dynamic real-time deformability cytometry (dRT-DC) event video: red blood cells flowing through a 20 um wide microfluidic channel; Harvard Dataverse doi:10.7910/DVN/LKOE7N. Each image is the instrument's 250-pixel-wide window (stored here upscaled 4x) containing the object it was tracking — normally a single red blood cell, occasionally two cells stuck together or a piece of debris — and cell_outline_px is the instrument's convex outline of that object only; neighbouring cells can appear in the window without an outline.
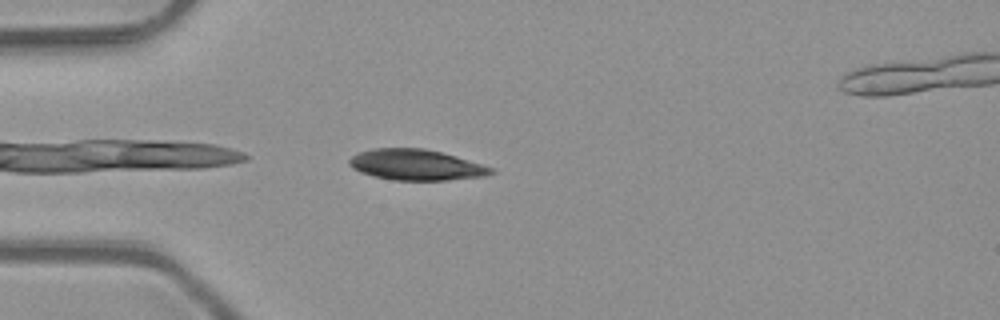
{"species": "common noctule bat (a hibernating species)", "species_latin": "Nyctalus noctula", "temperature_condition": "room temperature", "stored_images_in_passage": 34, "camera_frame_rate_fps": 3000, "um_per_image_px": 0.085, "animal": {"sex": "male", "body_mass_g": 23.1, "forearm_length_mm": 52.7}, "frame": {"image": 1, "passage_image": 1, "time_ms": 0.0, "image_size_px": [1000, 320], "cell_outline_px": [[496, 172], [484, 176], [444, 180], [392, 180], [372, 176], [360, 172], [352, 168], [348, 164], [348, 160], [356, 152], [372, 148], [424, 148], [456, 156], [492, 168]], "centroid_in_image_um": [35.29, 14.0], "position_along_channel_um": 49.7, "area_um2": 25.43}}
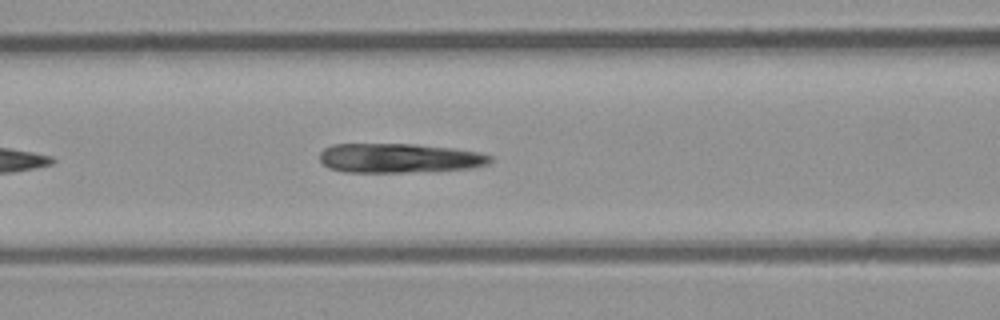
{"frame": {"image": 2, "passage_image": 8, "time_ms": 2.333, "image_size_px": [1000, 320], "cell_outline_px": [[492, 160], [488, 164], [472, 168], [408, 172], [344, 172], [328, 168], [320, 160], [320, 152], [324, 148], [332, 144], [412, 144], [452, 148], [480, 152], [492, 156]], "centroid_in_image_um": [33.92, 13.44], "position_along_channel_um": 132.7, "area_um2": 29.25}}
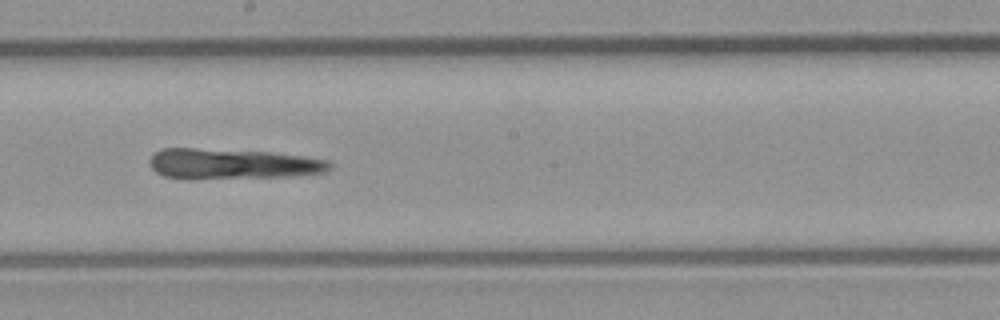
{"frame": {"image": 3, "passage_image": 15, "time_ms": 4.667, "image_size_px": [1000, 320], "cell_outline_px": [[332, 168], [324, 172], [292, 176], [164, 176], [156, 172], [152, 168], [152, 156], [156, 152], [164, 148], [196, 148], [272, 152], [308, 156], [328, 160], [332, 164]], "centroid_in_image_um": [19.89, 13.87], "position_along_channel_um": 228.3, "area_um2": 30.52}}